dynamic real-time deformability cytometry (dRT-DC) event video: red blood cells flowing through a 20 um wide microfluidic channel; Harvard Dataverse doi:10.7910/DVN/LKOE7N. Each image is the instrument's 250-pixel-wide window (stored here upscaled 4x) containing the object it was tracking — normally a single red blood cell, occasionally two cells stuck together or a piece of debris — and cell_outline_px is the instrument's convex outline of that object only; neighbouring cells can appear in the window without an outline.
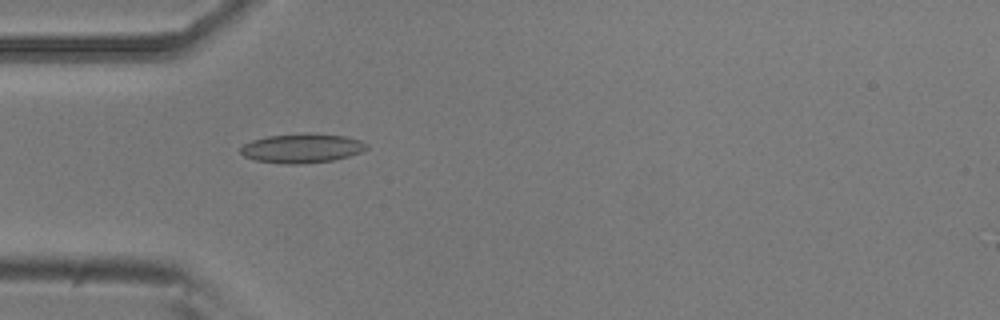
{"species": "common noctule bat (a hibernating species)", "species_latin": "Nyctalus noctula", "temperature_condition": "room temperature", "stored_images_in_passage": 38, "camera_frame_rate_fps": 3000, "um_per_image_px": 0.085, "animal": {"sex": "male", "body_mass_g": 20.5, "forearm_length_mm": 52.5}, "frame": {"image": 1, "passage_image": 1, "time_ms": 0.0, "image_size_px": [1000, 320], "cell_outline_px": [[368, 148], [360, 152], [348, 156], [332, 160], [300, 164], [284, 164], [256, 160], [244, 156], [240, 152], [240, 148], [244, 144], [252, 140], [268, 136], [308, 132], [344, 136], [360, 140], [368, 144]], "centroid_in_image_um": [25.66, 12.59], "position_along_channel_um": 59.3, "area_um2": 21.5}}
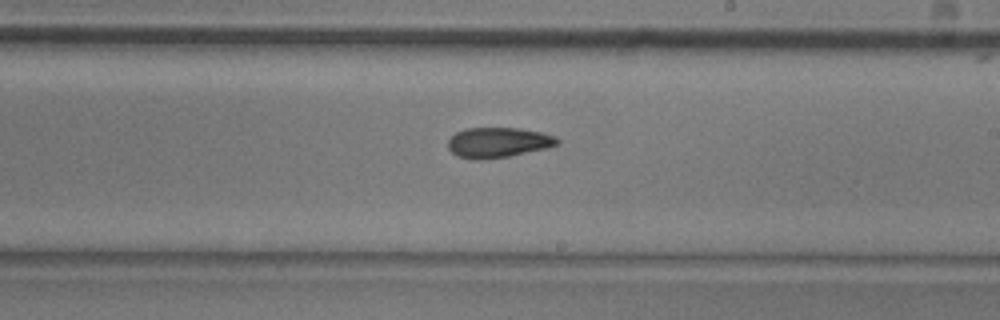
{"frame": {"image": 2, "passage_image": 16, "time_ms": 5.0, "image_size_px": [1000, 320], "cell_outline_px": [[560, 144], [548, 148], [508, 156], [484, 160], [472, 160], [456, 156], [448, 148], [448, 140], [456, 132], [464, 128], [520, 128], [540, 132], [556, 136], [560, 140]], "centroid_in_image_um": [42.34, 12.12], "position_along_channel_um": 246.7, "area_um2": 19.48}}
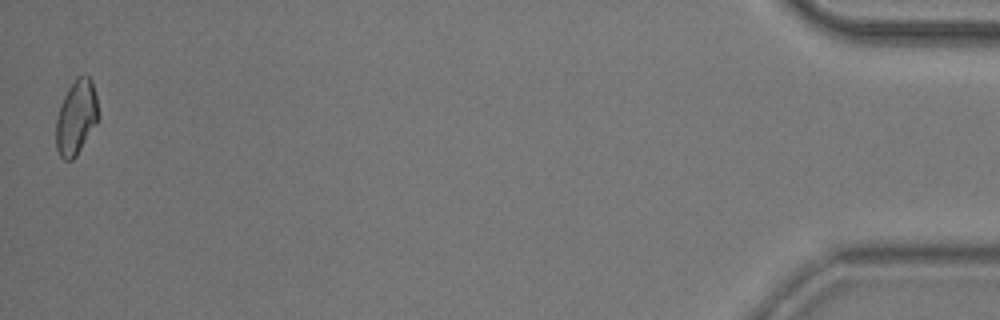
{"frame": {"image": 3, "passage_image": 38, "time_ms": 12.333, "image_size_px": [1000, 320], "cell_outline_px": [[100, 116], [96, 124], [76, 156], [72, 160], [64, 160], [60, 156], [56, 148], [56, 120], [60, 104], [68, 88], [76, 76], [88, 76], [92, 80], [96, 96]], "centroid_in_image_um": [6.48, 9.97], "position_along_channel_um": 428.7, "area_um2": 18.5}, "authors_computed_cell_mechanics": {"area_um2": 18.8428, "velocity_mm_per_s": 3.7745, "shape_relaxation_time_tau1_ms": 9.8751, "shape_relaxation_time_tau2_ms": 10.5072, "deformation_change_tau1": 0.1573, "deformation_change_tau2": 0.1394}}